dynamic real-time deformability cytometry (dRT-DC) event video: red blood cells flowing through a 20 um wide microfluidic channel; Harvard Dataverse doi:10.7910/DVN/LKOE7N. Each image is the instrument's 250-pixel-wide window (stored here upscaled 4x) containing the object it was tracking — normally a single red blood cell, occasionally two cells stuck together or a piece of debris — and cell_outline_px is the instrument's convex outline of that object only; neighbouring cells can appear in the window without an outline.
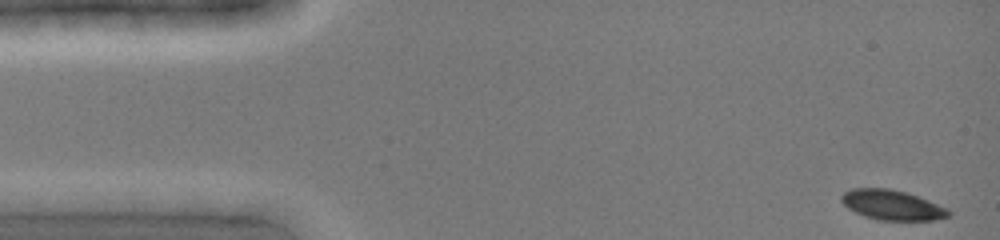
{"species": "common noctule bat (a hibernating species)", "species_latin": "Nyctalus noctula", "temperature_condition": "cold", "stored_images_in_passage": 5, "camera_frame_rate_fps": 3000, "um_per_image_px": 0.085, "animal": {"sex": "female", "body_mass_g": 19.0, "forearm_length_mm": 51.5}, "frame": {"image": 1, "passage_image": 1, "time_ms": 0.0, "image_size_px": [1000, 240], "cell_outline_px": [[952, 212], [948, 216], [932, 220], [876, 220], [864, 216], [848, 208], [840, 200], [840, 196], [844, 192], [852, 188], [888, 188], [904, 192], [928, 200], [948, 208]], "centroid_in_image_um": [75.8, 17.42], "position_along_channel_um": 9.2, "area_um2": 18.61}}